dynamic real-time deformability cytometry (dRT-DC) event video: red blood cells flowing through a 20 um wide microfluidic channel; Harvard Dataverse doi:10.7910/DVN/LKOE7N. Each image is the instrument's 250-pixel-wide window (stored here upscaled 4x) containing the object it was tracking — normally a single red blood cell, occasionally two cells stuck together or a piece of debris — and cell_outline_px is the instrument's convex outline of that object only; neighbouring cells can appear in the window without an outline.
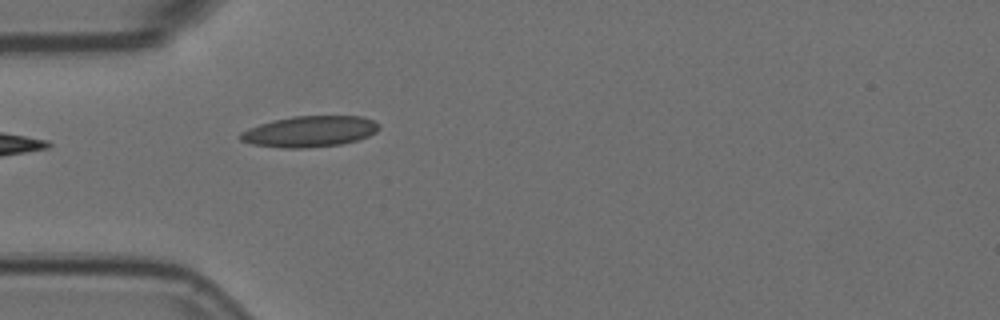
{"species": "Egyptian fruit bat (a non-hibernating species)", "species_latin": "Rousettus aegyptiacus", "temperature_condition": "room temperature", "stored_images_in_passage": 2, "camera_frame_rate_fps": 3000, "um_per_image_px": 0.085, "animal": {"sex": "female"}, "frame": {"image": 1, "passage_image": 2, "time_ms": 0.333, "image_size_px": [1000, 320], "cell_outline_px": [[380, 128], [376, 132], [368, 136], [356, 140], [340, 144], [308, 148], [284, 148], [252, 144], [240, 140], [236, 136], [240, 132], [248, 128], [272, 120], [292, 116], [360, 116], [372, 120], [380, 124]], "centroid_in_image_um": [26.29, 11.17], "position_along_channel_um": 58.7, "area_um2": 25.14}}